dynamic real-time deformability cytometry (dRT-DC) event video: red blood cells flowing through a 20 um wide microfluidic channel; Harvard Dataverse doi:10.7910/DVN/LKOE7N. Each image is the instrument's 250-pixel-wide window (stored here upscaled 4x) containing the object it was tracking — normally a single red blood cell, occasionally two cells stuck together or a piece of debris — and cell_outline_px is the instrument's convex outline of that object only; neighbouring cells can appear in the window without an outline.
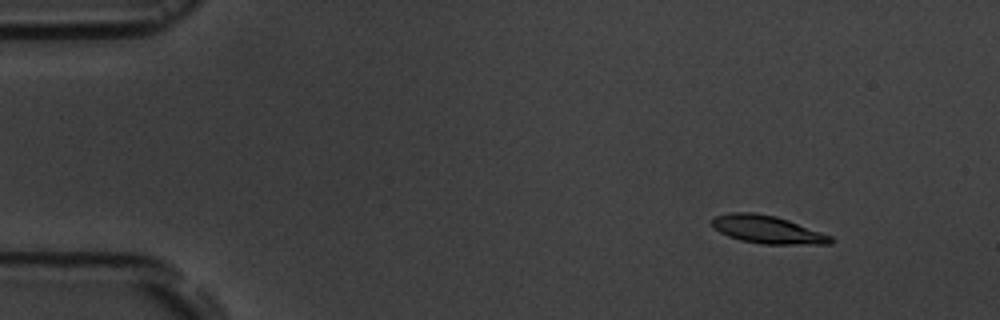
{"species": "common noctule bat (a hibernating species)", "species_latin": "Nyctalus noctula", "temperature_condition": "room temperature", "stored_images_in_passage": 4, "camera_frame_rate_fps": 3000, "um_per_image_px": 0.085, "animal": {"sex": "male", "body_mass_g": 19.5, "forearm_length_mm": 54.6}, "frame": {"image": 1, "passage_image": 1, "time_ms": 0.0, "image_size_px": [1000, 320], "cell_outline_px": [[836, 240], [832, 244], [764, 244], [740, 240], [728, 236], [720, 232], [708, 220], [716, 216], [732, 212], [752, 212], [776, 216], [788, 220], [832, 236]], "centroid_in_image_um": [65.24, 19.51], "position_along_channel_um": 19.8, "area_um2": 19.25}}
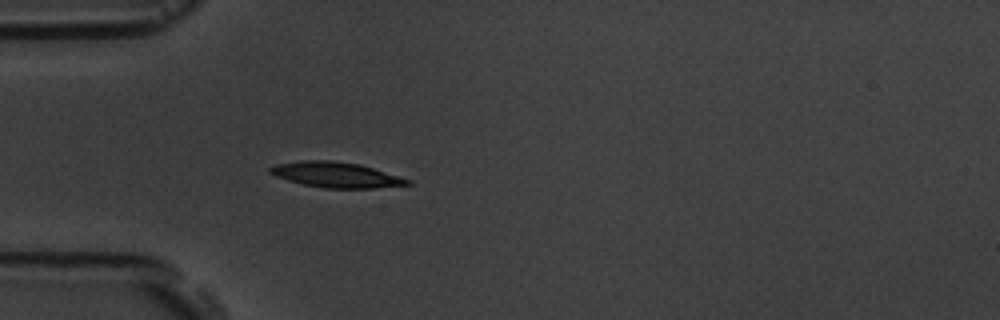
{"frame": {"image": 2, "passage_image": 4, "time_ms": 3.333, "image_size_px": [1000, 320], "cell_outline_px": [[412, 184], [372, 188], [324, 188], [304, 184], [288, 180], [276, 176], [268, 172], [268, 168], [276, 164], [300, 160], [332, 160], [360, 164], [412, 180]], "centroid_in_image_um": [28.55, 14.85], "position_along_channel_um": 56.4, "area_um2": 20.29}}